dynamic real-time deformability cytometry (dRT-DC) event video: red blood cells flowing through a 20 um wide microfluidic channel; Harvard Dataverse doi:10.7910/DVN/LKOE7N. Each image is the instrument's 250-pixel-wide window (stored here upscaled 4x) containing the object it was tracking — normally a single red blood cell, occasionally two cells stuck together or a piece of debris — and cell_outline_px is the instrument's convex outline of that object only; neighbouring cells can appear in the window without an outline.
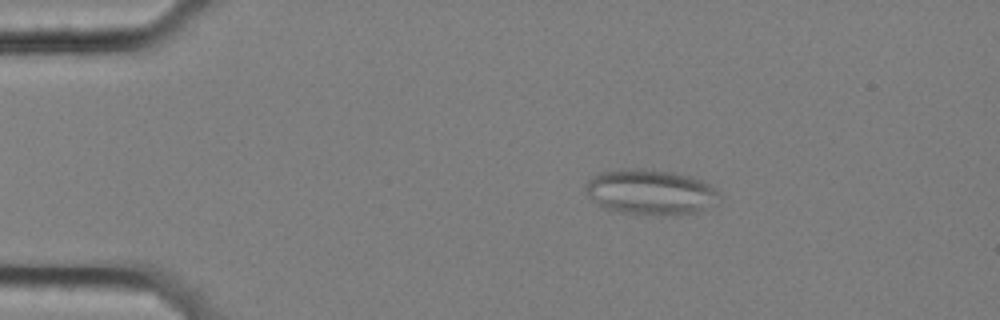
{"species": "common noctule bat (a hibernating species)", "species_latin": "Nyctalus noctula", "temperature_condition": "cold", "stored_images_in_passage": 55, "segment_of_instrument_passage": [1, 2], "camera_frame_rate_fps": 3000, "um_per_image_px": 0.085, "animal": {"sex": "female", "body_mass_g": 25.1}, "frame": {"image": 1, "passage_image": 8, "time_ms": 2.333, "image_size_px": [1000, 320], "cell_outline_px": [[720, 200], [716, 204], [696, 212], [672, 216], [660, 216], [620, 212], [604, 208], [588, 196], [584, 188], [584, 184], [588, 180], [600, 172], [628, 168], [644, 168], [672, 172], [688, 176], [700, 180], [708, 184], [720, 192]], "centroid_in_image_um": [55.29, 16.34], "position_along_channel_um": 29.7, "area_um2": 35.66}}